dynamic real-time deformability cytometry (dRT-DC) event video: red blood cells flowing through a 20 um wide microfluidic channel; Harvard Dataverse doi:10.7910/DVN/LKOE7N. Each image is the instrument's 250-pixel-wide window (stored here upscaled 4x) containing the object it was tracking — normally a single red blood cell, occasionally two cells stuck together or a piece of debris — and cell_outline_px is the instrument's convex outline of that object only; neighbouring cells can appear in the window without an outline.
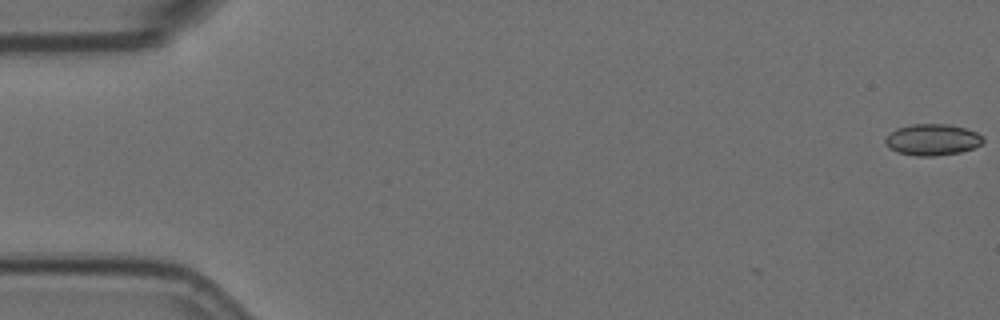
{"species": "Egyptian fruit bat (a non-hibernating species)", "species_latin": "Rousettus aegyptiacus", "temperature_condition": "room temperature", "stored_images_in_passage": 5, "camera_frame_rate_fps": 3000, "um_per_image_px": 0.085, "animal": {"sex": "female"}, "frame": {"image": 1, "passage_image": 1, "time_ms": 0.0, "image_size_px": [1000, 320], "cell_outline_px": [[984, 140], [980, 144], [972, 148], [960, 152], [932, 156], [916, 156], [896, 152], [888, 148], [884, 144], [884, 140], [896, 128], [912, 124], [948, 124], [964, 128], [976, 132], [984, 136]], "centroid_in_image_um": [79.22, 11.87], "position_along_channel_um": 5.8, "area_um2": 17.86}}
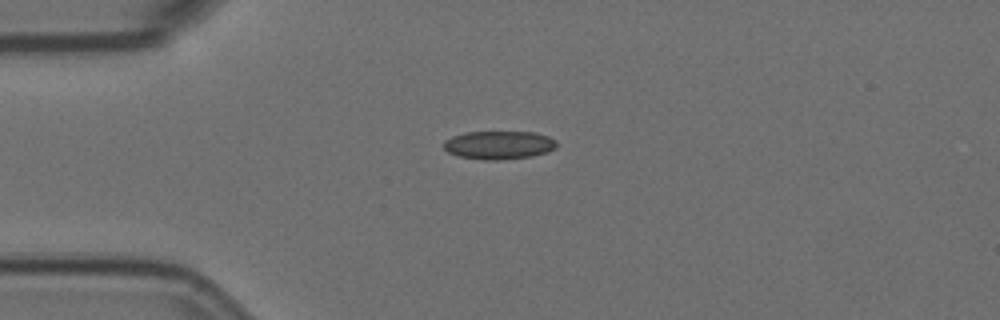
{"frame": {"image": 2, "passage_image": 5, "time_ms": 1.333, "image_size_px": [1000, 320], "cell_outline_px": [[556, 148], [548, 152], [532, 156], [492, 160], [488, 160], [460, 156], [448, 152], [444, 148], [444, 140], [452, 136], [464, 132], [536, 132], [548, 136], [556, 140]], "centroid_in_image_um": [42.42, 12.31], "position_along_channel_um": 42.6, "area_um2": 18.55}}